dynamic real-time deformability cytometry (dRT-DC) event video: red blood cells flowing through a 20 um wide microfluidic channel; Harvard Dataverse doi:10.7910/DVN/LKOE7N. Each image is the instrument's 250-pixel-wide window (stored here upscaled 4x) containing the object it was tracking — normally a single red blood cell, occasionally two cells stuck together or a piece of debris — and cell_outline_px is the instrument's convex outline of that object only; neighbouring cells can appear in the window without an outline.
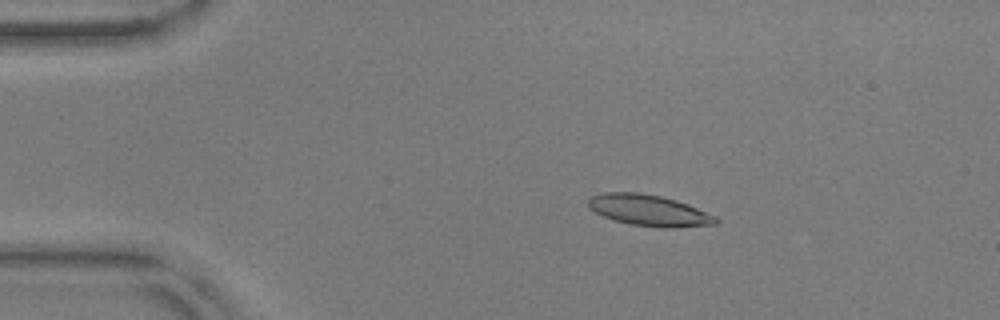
{"species": "common noctule bat (a hibernating species)", "species_latin": "Nyctalus noctula", "temperature_condition": "warm", "stored_images_in_passage": 20, "camera_frame_rate_fps": 3000, "um_per_image_px": 0.085, "animal": {"sex": "male", "body_mass_g": 17.9, "forearm_length_mm": 54.2}, "frame": {"image": 1, "passage_image": 10, "time_ms": 3.0, "image_size_px": [1000, 320], "cell_outline_px": [[720, 220], [716, 224], [676, 228], [664, 228], [628, 224], [612, 220], [588, 208], [588, 196], [604, 192], [640, 192], [660, 196], [676, 200], [688, 204], [716, 216]], "centroid_in_image_um": [55.15, 17.88], "position_along_channel_um": 29.9, "area_um2": 23.47}}